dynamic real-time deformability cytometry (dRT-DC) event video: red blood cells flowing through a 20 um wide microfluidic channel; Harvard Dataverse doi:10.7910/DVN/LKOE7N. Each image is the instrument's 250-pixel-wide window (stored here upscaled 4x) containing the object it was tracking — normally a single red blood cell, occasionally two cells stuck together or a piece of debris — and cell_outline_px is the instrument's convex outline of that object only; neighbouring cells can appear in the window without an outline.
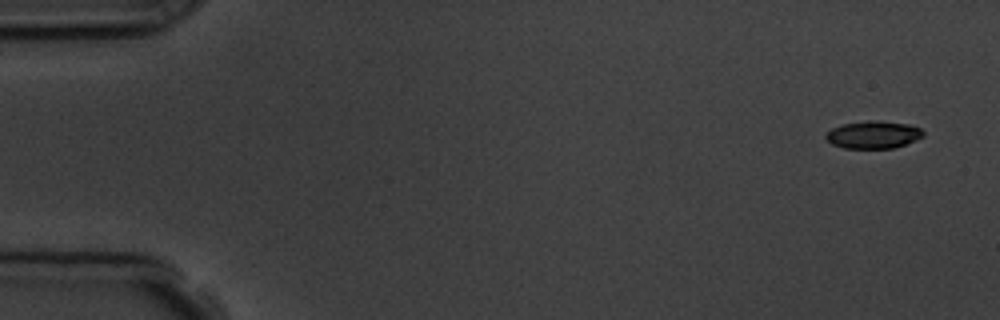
{"species": "common noctule bat (a hibernating species)", "species_latin": "Nyctalus noctula", "temperature_condition": "room temperature", "stored_images_in_passage": 4, "camera_frame_rate_fps": 3000, "um_per_image_px": 0.085, "animal": {"sex": "male", "body_mass_g": 19.5, "forearm_length_mm": 54.6}, "frame": {"image": 1, "passage_image": 1, "time_ms": 0.0, "image_size_px": [1000, 320], "cell_outline_px": [[924, 136], [916, 140], [892, 148], [844, 148], [832, 144], [824, 136], [832, 128], [840, 124], [872, 120], [880, 120], [908, 124], [920, 128], [924, 132]], "centroid_in_image_um": [74.23, 11.44], "position_along_channel_um": 10.8, "area_um2": 15.61}}
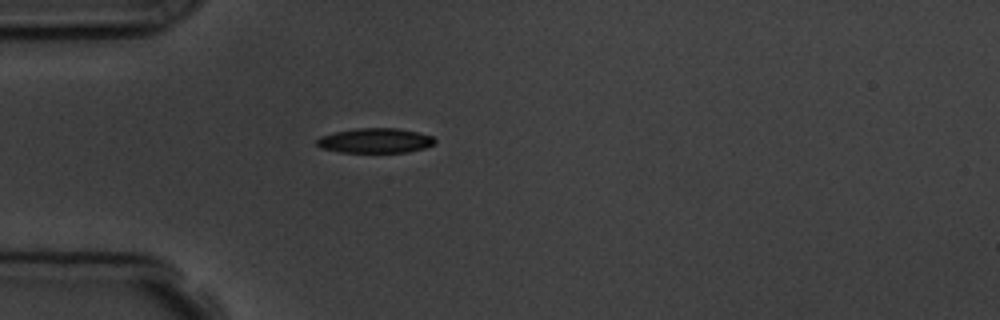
{"frame": {"image": 2, "passage_image": 4, "time_ms": 4.333, "image_size_px": [1000, 320], "cell_outline_px": [[436, 144], [424, 148], [408, 152], [340, 152], [320, 148], [316, 144], [316, 140], [320, 136], [336, 132], [356, 128], [400, 128], [432, 136], [436, 140]], "centroid_in_image_um": [31.9, 11.95], "position_along_channel_um": 53.1, "area_um2": 17.11}}